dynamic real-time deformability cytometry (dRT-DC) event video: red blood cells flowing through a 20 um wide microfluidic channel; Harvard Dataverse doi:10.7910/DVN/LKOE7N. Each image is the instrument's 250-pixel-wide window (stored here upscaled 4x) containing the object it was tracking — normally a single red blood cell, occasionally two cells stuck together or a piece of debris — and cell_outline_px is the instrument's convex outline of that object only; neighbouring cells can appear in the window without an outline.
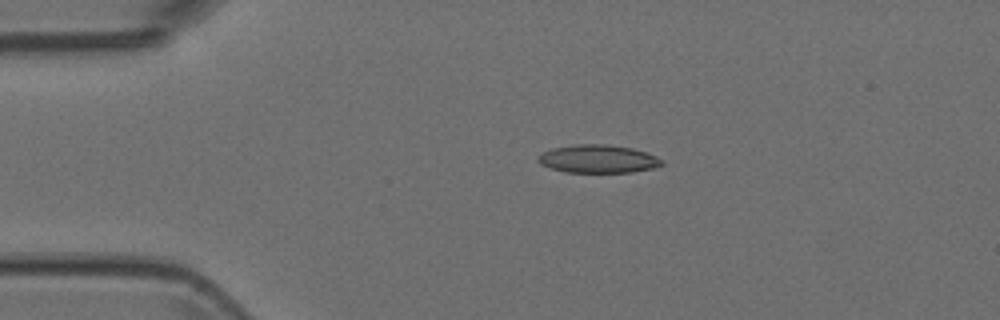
{"species": "Egyptian fruit bat (a non-hibernating species)", "species_latin": "Rousettus aegyptiacus", "temperature_condition": "room temperature", "stored_images_in_passage": 5, "camera_frame_rate_fps": 3000, "um_per_image_px": 0.085, "animal": {"sex": "female"}, "frame": {"image": 1, "passage_image": 3, "time_ms": 0.667, "image_size_px": [1000, 320], "cell_outline_px": [[664, 164], [652, 168], [632, 172], [564, 172], [540, 164], [536, 160], [544, 152], [552, 148], [576, 144], [608, 144], [632, 148], [656, 156], [664, 160]], "centroid_in_image_um": [50.85, 13.5], "position_along_channel_um": 34.2, "area_um2": 20.17}}
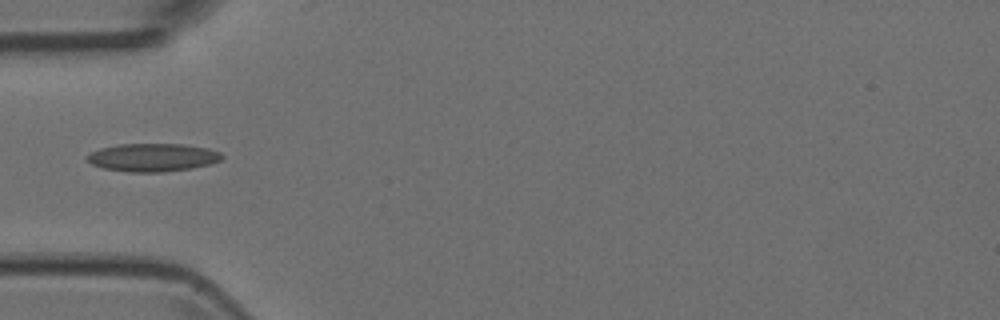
{"frame": {"image": 2, "passage_image": 5, "time_ms": 1.333, "image_size_px": [1000, 320], "cell_outline_px": [[224, 156], [220, 160], [212, 164], [192, 168], [164, 172], [128, 172], [104, 168], [92, 164], [88, 160], [88, 156], [92, 152], [100, 148], [120, 144], [184, 144], [208, 148], [220, 152]], "centroid_in_image_um": [13.03, 13.38], "position_along_channel_um": 72.0, "area_um2": 22.02}}